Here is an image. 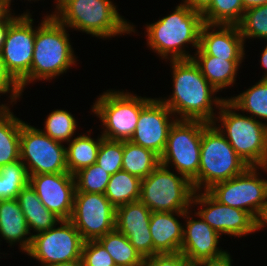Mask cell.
Listing matches in <instances>:
<instances>
[{"instance_id": "38", "label": "cell", "mask_w": 267, "mask_h": 266, "mask_svg": "<svg viewBox=\"0 0 267 266\" xmlns=\"http://www.w3.org/2000/svg\"><path fill=\"white\" fill-rule=\"evenodd\" d=\"M144 266H192L188 259L181 253H157L146 258Z\"/></svg>"}, {"instance_id": "26", "label": "cell", "mask_w": 267, "mask_h": 266, "mask_svg": "<svg viewBox=\"0 0 267 266\" xmlns=\"http://www.w3.org/2000/svg\"><path fill=\"white\" fill-rule=\"evenodd\" d=\"M160 164V156L130 140L123 141L122 170L140 179L146 178Z\"/></svg>"}, {"instance_id": "15", "label": "cell", "mask_w": 267, "mask_h": 266, "mask_svg": "<svg viewBox=\"0 0 267 266\" xmlns=\"http://www.w3.org/2000/svg\"><path fill=\"white\" fill-rule=\"evenodd\" d=\"M193 203L204 207L195 214L201 216L220 236L228 234L241 237L257 231L256 220L248 212L219 203L207 191L200 194L195 191Z\"/></svg>"}, {"instance_id": "24", "label": "cell", "mask_w": 267, "mask_h": 266, "mask_svg": "<svg viewBox=\"0 0 267 266\" xmlns=\"http://www.w3.org/2000/svg\"><path fill=\"white\" fill-rule=\"evenodd\" d=\"M17 200L25 216L29 231L33 229L39 233L56 227L54 225L62 220L45 207L30 184L18 193Z\"/></svg>"}, {"instance_id": "17", "label": "cell", "mask_w": 267, "mask_h": 266, "mask_svg": "<svg viewBox=\"0 0 267 266\" xmlns=\"http://www.w3.org/2000/svg\"><path fill=\"white\" fill-rule=\"evenodd\" d=\"M160 99H151L140 112L136 129L130 141L161 156L167 144L168 133L177 119Z\"/></svg>"}, {"instance_id": "9", "label": "cell", "mask_w": 267, "mask_h": 266, "mask_svg": "<svg viewBox=\"0 0 267 266\" xmlns=\"http://www.w3.org/2000/svg\"><path fill=\"white\" fill-rule=\"evenodd\" d=\"M209 123L201 120H177L171 126L160 164L172 162L178 174L191 182L198 176L202 131Z\"/></svg>"}, {"instance_id": "37", "label": "cell", "mask_w": 267, "mask_h": 266, "mask_svg": "<svg viewBox=\"0 0 267 266\" xmlns=\"http://www.w3.org/2000/svg\"><path fill=\"white\" fill-rule=\"evenodd\" d=\"M81 259L83 266H116L113 258L98 240L84 241Z\"/></svg>"}, {"instance_id": "44", "label": "cell", "mask_w": 267, "mask_h": 266, "mask_svg": "<svg viewBox=\"0 0 267 266\" xmlns=\"http://www.w3.org/2000/svg\"><path fill=\"white\" fill-rule=\"evenodd\" d=\"M231 257L230 255L222 260V261H218V262H209V263H200L199 266H232L231 265Z\"/></svg>"}, {"instance_id": "31", "label": "cell", "mask_w": 267, "mask_h": 266, "mask_svg": "<svg viewBox=\"0 0 267 266\" xmlns=\"http://www.w3.org/2000/svg\"><path fill=\"white\" fill-rule=\"evenodd\" d=\"M227 100L235 107V110L247 111L252 118L267 120V79H261L237 97Z\"/></svg>"}, {"instance_id": "21", "label": "cell", "mask_w": 267, "mask_h": 266, "mask_svg": "<svg viewBox=\"0 0 267 266\" xmlns=\"http://www.w3.org/2000/svg\"><path fill=\"white\" fill-rule=\"evenodd\" d=\"M174 213L184 217V212H152L149 227L153 240V255L180 252L184 226L174 217Z\"/></svg>"}, {"instance_id": "29", "label": "cell", "mask_w": 267, "mask_h": 266, "mask_svg": "<svg viewBox=\"0 0 267 266\" xmlns=\"http://www.w3.org/2000/svg\"><path fill=\"white\" fill-rule=\"evenodd\" d=\"M107 250L116 266H144L145 259L128 238L116 229L97 239Z\"/></svg>"}, {"instance_id": "43", "label": "cell", "mask_w": 267, "mask_h": 266, "mask_svg": "<svg viewBox=\"0 0 267 266\" xmlns=\"http://www.w3.org/2000/svg\"><path fill=\"white\" fill-rule=\"evenodd\" d=\"M244 9L258 7L267 4V0H242Z\"/></svg>"}, {"instance_id": "41", "label": "cell", "mask_w": 267, "mask_h": 266, "mask_svg": "<svg viewBox=\"0 0 267 266\" xmlns=\"http://www.w3.org/2000/svg\"><path fill=\"white\" fill-rule=\"evenodd\" d=\"M183 4L188 5L191 9L202 13L211 3L212 0H183Z\"/></svg>"}, {"instance_id": "18", "label": "cell", "mask_w": 267, "mask_h": 266, "mask_svg": "<svg viewBox=\"0 0 267 266\" xmlns=\"http://www.w3.org/2000/svg\"><path fill=\"white\" fill-rule=\"evenodd\" d=\"M189 213L188 210L184 212L183 218L188 221L186 229H183L180 252L192 266L226 259L230 254L217 248L220 235L201 216H199V220H193Z\"/></svg>"}, {"instance_id": "12", "label": "cell", "mask_w": 267, "mask_h": 266, "mask_svg": "<svg viewBox=\"0 0 267 266\" xmlns=\"http://www.w3.org/2000/svg\"><path fill=\"white\" fill-rule=\"evenodd\" d=\"M29 13L19 16L7 31L0 53L7 72L19 84L21 91L29 82L36 30Z\"/></svg>"}, {"instance_id": "4", "label": "cell", "mask_w": 267, "mask_h": 266, "mask_svg": "<svg viewBox=\"0 0 267 266\" xmlns=\"http://www.w3.org/2000/svg\"><path fill=\"white\" fill-rule=\"evenodd\" d=\"M65 27L53 15H48L36 29L29 83L52 79L76 63Z\"/></svg>"}, {"instance_id": "39", "label": "cell", "mask_w": 267, "mask_h": 266, "mask_svg": "<svg viewBox=\"0 0 267 266\" xmlns=\"http://www.w3.org/2000/svg\"><path fill=\"white\" fill-rule=\"evenodd\" d=\"M10 91L12 93L10 94L11 103L16 101L22 94L19 84L7 72L0 55V93L6 94L10 93Z\"/></svg>"}, {"instance_id": "28", "label": "cell", "mask_w": 267, "mask_h": 266, "mask_svg": "<svg viewBox=\"0 0 267 266\" xmlns=\"http://www.w3.org/2000/svg\"><path fill=\"white\" fill-rule=\"evenodd\" d=\"M141 179L126 171H118L110 176L104 195L117 208L140 199Z\"/></svg>"}, {"instance_id": "34", "label": "cell", "mask_w": 267, "mask_h": 266, "mask_svg": "<svg viewBox=\"0 0 267 266\" xmlns=\"http://www.w3.org/2000/svg\"><path fill=\"white\" fill-rule=\"evenodd\" d=\"M76 125L71 113L57 109L48 115L43 132L57 142H69L75 133Z\"/></svg>"}, {"instance_id": "47", "label": "cell", "mask_w": 267, "mask_h": 266, "mask_svg": "<svg viewBox=\"0 0 267 266\" xmlns=\"http://www.w3.org/2000/svg\"><path fill=\"white\" fill-rule=\"evenodd\" d=\"M9 0H0V17L9 9Z\"/></svg>"}, {"instance_id": "16", "label": "cell", "mask_w": 267, "mask_h": 266, "mask_svg": "<svg viewBox=\"0 0 267 266\" xmlns=\"http://www.w3.org/2000/svg\"><path fill=\"white\" fill-rule=\"evenodd\" d=\"M29 184L49 211L62 220L70 219L76 192L73 174L65 172L30 175Z\"/></svg>"}, {"instance_id": "10", "label": "cell", "mask_w": 267, "mask_h": 266, "mask_svg": "<svg viewBox=\"0 0 267 266\" xmlns=\"http://www.w3.org/2000/svg\"><path fill=\"white\" fill-rule=\"evenodd\" d=\"M257 168L249 166L242 174L213 185L207 192L219 203L248 212L255 220L267 202V180L258 177Z\"/></svg>"}, {"instance_id": "14", "label": "cell", "mask_w": 267, "mask_h": 266, "mask_svg": "<svg viewBox=\"0 0 267 266\" xmlns=\"http://www.w3.org/2000/svg\"><path fill=\"white\" fill-rule=\"evenodd\" d=\"M116 208L104 194L76 191L70 221L84 241L115 230Z\"/></svg>"}, {"instance_id": "33", "label": "cell", "mask_w": 267, "mask_h": 266, "mask_svg": "<svg viewBox=\"0 0 267 266\" xmlns=\"http://www.w3.org/2000/svg\"><path fill=\"white\" fill-rule=\"evenodd\" d=\"M111 174L94 163L74 174L76 191L104 194Z\"/></svg>"}, {"instance_id": "11", "label": "cell", "mask_w": 267, "mask_h": 266, "mask_svg": "<svg viewBox=\"0 0 267 266\" xmlns=\"http://www.w3.org/2000/svg\"><path fill=\"white\" fill-rule=\"evenodd\" d=\"M19 152L29 176L68 172L66 147L50 138L43 130L24 122L21 125Z\"/></svg>"}, {"instance_id": "25", "label": "cell", "mask_w": 267, "mask_h": 266, "mask_svg": "<svg viewBox=\"0 0 267 266\" xmlns=\"http://www.w3.org/2000/svg\"><path fill=\"white\" fill-rule=\"evenodd\" d=\"M22 123L7 105L0 111V167L20 159Z\"/></svg>"}, {"instance_id": "35", "label": "cell", "mask_w": 267, "mask_h": 266, "mask_svg": "<svg viewBox=\"0 0 267 266\" xmlns=\"http://www.w3.org/2000/svg\"><path fill=\"white\" fill-rule=\"evenodd\" d=\"M238 27L244 40L250 37L267 40V4L246 9Z\"/></svg>"}, {"instance_id": "3", "label": "cell", "mask_w": 267, "mask_h": 266, "mask_svg": "<svg viewBox=\"0 0 267 266\" xmlns=\"http://www.w3.org/2000/svg\"><path fill=\"white\" fill-rule=\"evenodd\" d=\"M56 4L52 15L61 24L92 36L107 38L135 31L110 0H58Z\"/></svg>"}, {"instance_id": "20", "label": "cell", "mask_w": 267, "mask_h": 266, "mask_svg": "<svg viewBox=\"0 0 267 266\" xmlns=\"http://www.w3.org/2000/svg\"><path fill=\"white\" fill-rule=\"evenodd\" d=\"M218 28L219 30L213 28ZM213 30L212 32H209ZM199 47L207 54L219 58H243L244 39L238 25L204 24Z\"/></svg>"}, {"instance_id": "13", "label": "cell", "mask_w": 267, "mask_h": 266, "mask_svg": "<svg viewBox=\"0 0 267 266\" xmlns=\"http://www.w3.org/2000/svg\"><path fill=\"white\" fill-rule=\"evenodd\" d=\"M58 228L32 235L26 252L44 265L81 259L84 240L70 220H61Z\"/></svg>"}, {"instance_id": "45", "label": "cell", "mask_w": 267, "mask_h": 266, "mask_svg": "<svg viewBox=\"0 0 267 266\" xmlns=\"http://www.w3.org/2000/svg\"><path fill=\"white\" fill-rule=\"evenodd\" d=\"M44 266H83V261L82 259H77L68 262L52 263Z\"/></svg>"}, {"instance_id": "30", "label": "cell", "mask_w": 267, "mask_h": 266, "mask_svg": "<svg viewBox=\"0 0 267 266\" xmlns=\"http://www.w3.org/2000/svg\"><path fill=\"white\" fill-rule=\"evenodd\" d=\"M244 11L242 0H212L201 14L205 24L238 25Z\"/></svg>"}, {"instance_id": "2", "label": "cell", "mask_w": 267, "mask_h": 266, "mask_svg": "<svg viewBox=\"0 0 267 266\" xmlns=\"http://www.w3.org/2000/svg\"><path fill=\"white\" fill-rule=\"evenodd\" d=\"M204 24L199 11L181 3L170 15L147 25V44L162 58L169 59L167 56L170 54L171 60L192 59L193 56L183 50V46L191 43L195 48H199Z\"/></svg>"}, {"instance_id": "6", "label": "cell", "mask_w": 267, "mask_h": 266, "mask_svg": "<svg viewBox=\"0 0 267 266\" xmlns=\"http://www.w3.org/2000/svg\"><path fill=\"white\" fill-rule=\"evenodd\" d=\"M234 109L227 99L221 104L217 119L222 122V126L217 128L248 166L266 167L267 124L236 113Z\"/></svg>"}, {"instance_id": "48", "label": "cell", "mask_w": 267, "mask_h": 266, "mask_svg": "<svg viewBox=\"0 0 267 266\" xmlns=\"http://www.w3.org/2000/svg\"><path fill=\"white\" fill-rule=\"evenodd\" d=\"M5 107V104L0 105V111Z\"/></svg>"}, {"instance_id": "23", "label": "cell", "mask_w": 267, "mask_h": 266, "mask_svg": "<svg viewBox=\"0 0 267 266\" xmlns=\"http://www.w3.org/2000/svg\"><path fill=\"white\" fill-rule=\"evenodd\" d=\"M196 56V57H195ZM192 57L207 81L219 92L231 86L243 58H219L207 55L200 47Z\"/></svg>"}, {"instance_id": "42", "label": "cell", "mask_w": 267, "mask_h": 266, "mask_svg": "<svg viewBox=\"0 0 267 266\" xmlns=\"http://www.w3.org/2000/svg\"><path fill=\"white\" fill-rule=\"evenodd\" d=\"M267 224V202L264 204L262 211L256 219V230L262 229Z\"/></svg>"}, {"instance_id": "40", "label": "cell", "mask_w": 267, "mask_h": 266, "mask_svg": "<svg viewBox=\"0 0 267 266\" xmlns=\"http://www.w3.org/2000/svg\"><path fill=\"white\" fill-rule=\"evenodd\" d=\"M11 9H8L1 17H0V53L3 48V44L5 41V37L9 26L18 18L17 16L14 17L10 13Z\"/></svg>"}, {"instance_id": "7", "label": "cell", "mask_w": 267, "mask_h": 266, "mask_svg": "<svg viewBox=\"0 0 267 266\" xmlns=\"http://www.w3.org/2000/svg\"><path fill=\"white\" fill-rule=\"evenodd\" d=\"M195 190L184 175L177 176L159 164L141 179L140 201L152 212H185L192 205Z\"/></svg>"}, {"instance_id": "22", "label": "cell", "mask_w": 267, "mask_h": 266, "mask_svg": "<svg viewBox=\"0 0 267 266\" xmlns=\"http://www.w3.org/2000/svg\"><path fill=\"white\" fill-rule=\"evenodd\" d=\"M0 234L8 243H20L22 251L31 246L32 235L17 199L0 200Z\"/></svg>"}, {"instance_id": "27", "label": "cell", "mask_w": 267, "mask_h": 266, "mask_svg": "<svg viewBox=\"0 0 267 266\" xmlns=\"http://www.w3.org/2000/svg\"><path fill=\"white\" fill-rule=\"evenodd\" d=\"M102 139L100 136L94 140L89 135L83 134L69 141V147L66 148V163L70 174L74 175L80 169L96 163Z\"/></svg>"}, {"instance_id": "19", "label": "cell", "mask_w": 267, "mask_h": 266, "mask_svg": "<svg viewBox=\"0 0 267 266\" xmlns=\"http://www.w3.org/2000/svg\"><path fill=\"white\" fill-rule=\"evenodd\" d=\"M151 214L152 211L140 200L116 208L115 229L128 238L144 259L153 256L149 227Z\"/></svg>"}, {"instance_id": "36", "label": "cell", "mask_w": 267, "mask_h": 266, "mask_svg": "<svg viewBox=\"0 0 267 266\" xmlns=\"http://www.w3.org/2000/svg\"><path fill=\"white\" fill-rule=\"evenodd\" d=\"M123 141L102 139L97 153L96 164L108 173L122 170Z\"/></svg>"}, {"instance_id": "1", "label": "cell", "mask_w": 267, "mask_h": 266, "mask_svg": "<svg viewBox=\"0 0 267 266\" xmlns=\"http://www.w3.org/2000/svg\"><path fill=\"white\" fill-rule=\"evenodd\" d=\"M170 62L174 91L170 98L161 101L174 115H180V120H201L216 125L212 105L219 108L226 99L212 97L218 91L203 76L193 59Z\"/></svg>"}, {"instance_id": "5", "label": "cell", "mask_w": 267, "mask_h": 266, "mask_svg": "<svg viewBox=\"0 0 267 266\" xmlns=\"http://www.w3.org/2000/svg\"><path fill=\"white\" fill-rule=\"evenodd\" d=\"M249 166L235 152L224 134L209 123L202 131L198 176L192 181L196 192L242 174Z\"/></svg>"}, {"instance_id": "32", "label": "cell", "mask_w": 267, "mask_h": 266, "mask_svg": "<svg viewBox=\"0 0 267 266\" xmlns=\"http://www.w3.org/2000/svg\"><path fill=\"white\" fill-rule=\"evenodd\" d=\"M28 184L29 175L21 159L0 167V200L17 199Z\"/></svg>"}, {"instance_id": "46", "label": "cell", "mask_w": 267, "mask_h": 266, "mask_svg": "<svg viewBox=\"0 0 267 266\" xmlns=\"http://www.w3.org/2000/svg\"><path fill=\"white\" fill-rule=\"evenodd\" d=\"M260 62H261V65L266 70L267 69V45H266V47L264 48V50L262 52L261 61ZM262 79H267V71H266L264 77H262Z\"/></svg>"}, {"instance_id": "8", "label": "cell", "mask_w": 267, "mask_h": 266, "mask_svg": "<svg viewBox=\"0 0 267 266\" xmlns=\"http://www.w3.org/2000/svg\"><path fill=\"white\" fill-rule=\"evenodd\" d=\"M151 99L137 97L129 92H104L92 107V111L102 120V125L106 128L101 136L108 140H130L142 108Z\"/></svg>"}]
</instances>
